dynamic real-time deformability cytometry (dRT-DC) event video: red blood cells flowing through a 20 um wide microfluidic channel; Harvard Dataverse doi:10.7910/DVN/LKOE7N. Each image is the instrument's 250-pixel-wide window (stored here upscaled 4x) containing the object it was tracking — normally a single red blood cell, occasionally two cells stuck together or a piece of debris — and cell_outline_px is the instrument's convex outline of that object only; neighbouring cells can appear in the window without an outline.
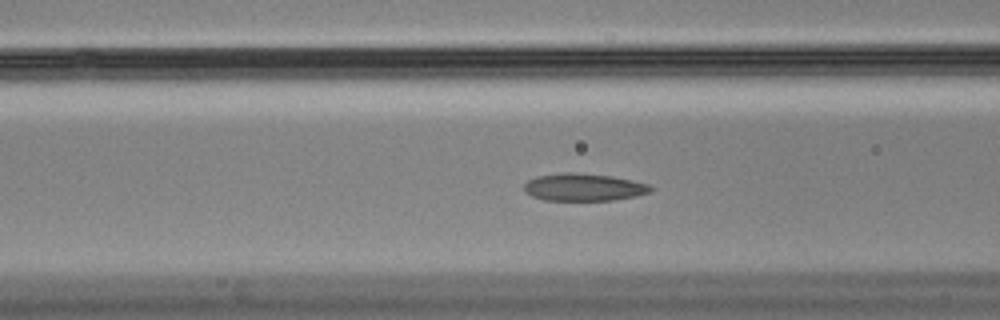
{"species": "Egyptian fruit bat (a non-hibernating species)", "species_latin": "Rousettus aegyptiacus", "temperature_condition": "cold", "stored_images_in_passage": 52, "camera_frame_rate_fps": 3000, "um_per_image_px": 0.085, "animal": {"sex": "male"}, "frame": {"image": 1, "passage_image": 22, "time_ms": 7.0, "image_size_px": [1000, 320], "cell_outline_px": [[652, 188], [648, 192], [636, 196], [612, 200], [544, 200], [532, 196], [524, 192], [524, 184], [528, 180], [536, 176], [564, 172], [572, 172], [608, 176], [632, 180], [648, 184]], "centroid_in_image_um": [49.56, 15.91], "position_along_channel_um": 117.0, "area_um2": 20.06}}
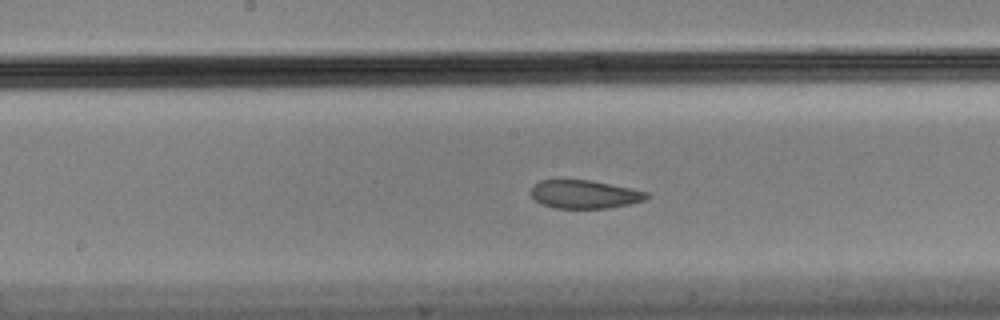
{"frame": {"image": 2, "passage_image": 29, "time_ms": 9.333, "image_size_px": [1000, 320], "cell_outline_px": [[648, 196], [644, 200], [628, 204], [608, 208], [556, 208], [540, 204], [532, 196], [532, 188], [540, 180], [592, 180], [648, 192]], "centroid_in_image_um": [49.68, 16.52], "position_along_channel_um": 198.5, "area_um2": 18.84}}
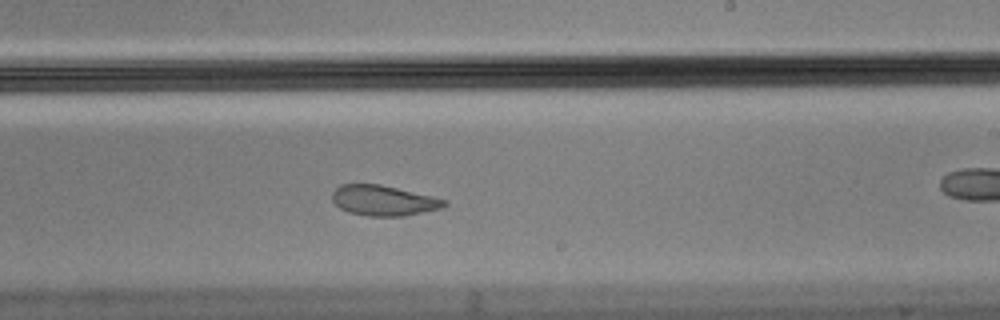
{"frame": {"image": 3, "passage_image": 34, "time_ms": 11.0, "image_size_px": [1000, 320], "cell_outline_px": [[448, 204], [440, 208], [404, 216], [368, 216], [348, 212], [340, 208], [332, 200], [332, 192], [340, 184], [380, 184], [432, 196], [448, 200]], "centroid_in_image_um": [32.59, 17.04], "position_along_channel_um": 256.4, "area_um2": 19.77}, "authors_computed_cell_mechanics": {"area_um2": 20.7791, "velocity_mm_per_s": 3.4909, "shape_relaxation_time_tau1_ms": null, "shape_relaxation_time_tau2_ms": 1.9912, "deformation_change_tau1": null, "deformation_change_tau2": 0.0671}}